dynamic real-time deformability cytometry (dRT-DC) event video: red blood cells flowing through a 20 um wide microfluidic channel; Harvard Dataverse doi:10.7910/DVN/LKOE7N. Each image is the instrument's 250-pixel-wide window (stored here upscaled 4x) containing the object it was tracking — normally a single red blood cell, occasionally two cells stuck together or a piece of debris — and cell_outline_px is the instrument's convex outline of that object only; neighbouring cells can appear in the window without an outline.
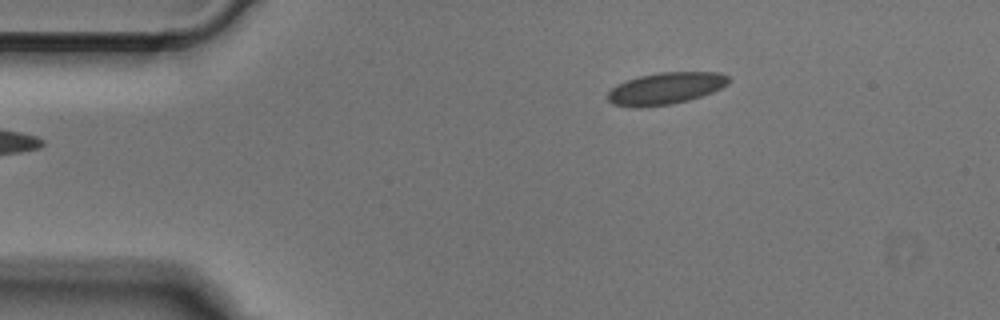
{"species": "Egyptian fruit bat (a non-hibernating species)", "species_latin": "Rousettus aegyptiacus", "temperature_condition": "cold", "stored_images_in_passage": 43, "camera_frame_rate_fps": 3000, "um_per_image_px": 0.085, "animal": {"sex": "male"}, "frame": {"image": 1, "passage_image": 1, "time_ms": 0.0, "image_size_px": [1000, 320], "cell_outline_px": [[728, 84], [712, 92], [688, 100], [672, 104], [640, 108], [632, 108], [612, 104], [608, 100], [608, 92], [616, 84], [640, 76], [660, 72], [716, 72], [728, 76]], "centroid_in_image_um": [56.53, 7.53], "position_along_channel_um": 28.5, "area_um2": 22.43}}
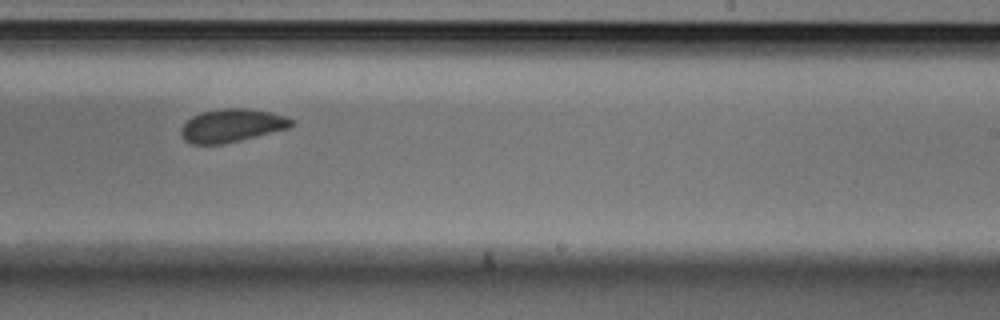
{"frame": {"image": 2, "passage_image": 23, "time_ms": 7.333, "image_size_px": [1000, 320], "cell_outline_px": [[296, 120], [288, 128], [240, 140], [220, 144], [192, 144], [184, 140], [180, 132], [180, 128], [192, 116], [200, 112], [224, 108], [244, 108], [272, 112], [288, 116]], "centroid_in_image_um": [19.71, 10.66], "position_along_channel_um": 269.3, "area_um2": 21.33}}
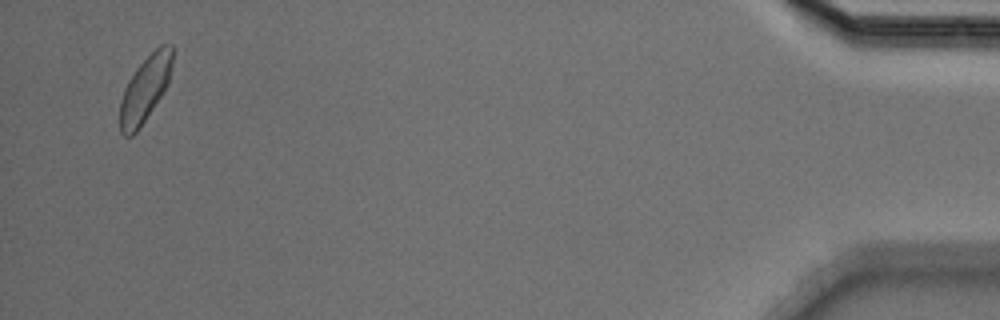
{"frame": {"image": 3, "passage_image": 41, "time_ms": 13.333, "image_size_px": [1000, 320], "cell_outline_px": [[172, 68], [168, 84], [136, 132], [132, 136], [124, 136], [120, 132], [120, 100], [124, 88], [128, 80], [136, 68], [160, 44], [172, 44]], "centroid_in_image_um": [12.32, 7.54], "position_along_channel_um": 422.9, "area_um2": 19.83}}